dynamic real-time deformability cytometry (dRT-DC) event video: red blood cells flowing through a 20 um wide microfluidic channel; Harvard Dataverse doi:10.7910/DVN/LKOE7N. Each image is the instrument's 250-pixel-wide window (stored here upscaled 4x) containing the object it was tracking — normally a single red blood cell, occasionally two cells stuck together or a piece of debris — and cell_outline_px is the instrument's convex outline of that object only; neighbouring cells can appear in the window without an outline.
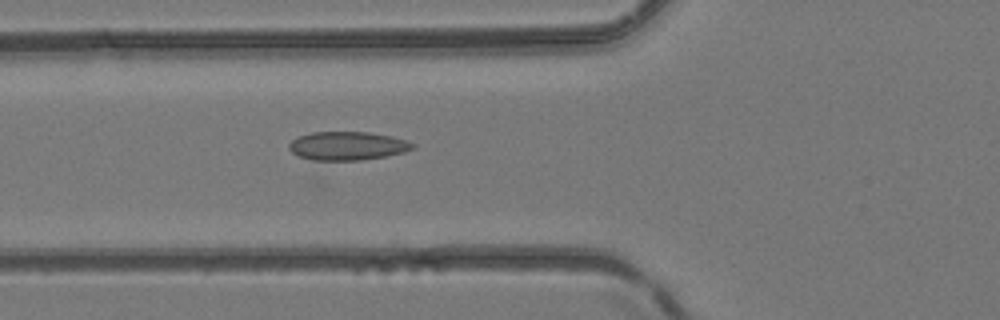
{"species": "common noctule bat (a hibernating species)", "species_latin": "Nyctalus noctula", "temperature_condition": "room temperature", "stored_images_in_passage": 5, "camera_frame_rate_fps": 3000, "um_per_image_px": 0.085, "animal": {"sex": "female", "body_mass_g": 24.6, "forearm_length_mm": 56.2}, "frame": {"image": 1, "passage_image": 5, "time_ms": 1.333, "image_size_px": [1000, 320], "cell_outline_px": [[416, 148], [404, 152], [388, 156], [360, 160], [312, 160], [300, 156], [292, 152], [288, 148], [288, 144], [296, 136], [312, 132], [368, 132], [392, 136], [416, 144]], "centroid_in_image_um": [29.54, 12.39], "position_along_channel_um": 96.3, "area_um2": 20.69}}